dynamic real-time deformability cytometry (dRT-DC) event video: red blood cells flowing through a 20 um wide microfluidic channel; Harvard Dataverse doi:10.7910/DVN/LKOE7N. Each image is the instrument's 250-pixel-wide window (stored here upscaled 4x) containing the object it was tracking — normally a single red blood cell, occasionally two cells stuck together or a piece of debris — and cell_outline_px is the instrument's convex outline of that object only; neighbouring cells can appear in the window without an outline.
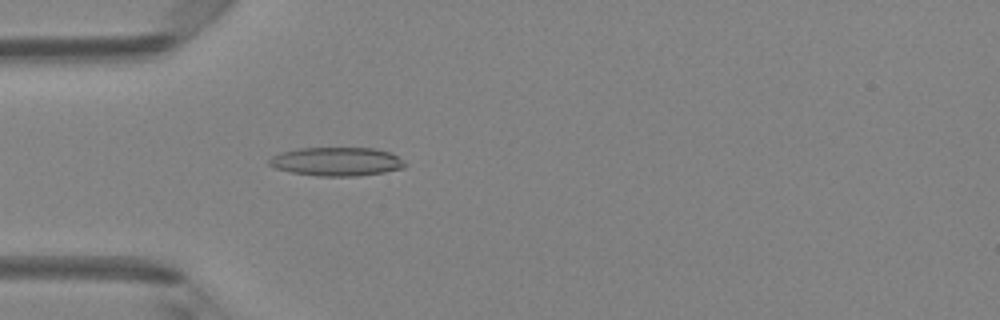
{"species": "Egyptian fruit bat (a non-hibernating species)", "species_latin": "Rousettus aegyptiacus", "temperature_condition": "room temperature", "stored_images_in_passage": 36, "camera_frame_rate_fps": 3000, "um_per_image_px": 0.085, "animal": {"sex": "female"}, "frame": {"image": 1, "passage_image": 14, "time_ms": 4.333, "image_size_px": [1000, 320], "cell_outline_px": [[404, 168], [384, 172], [356, 176], [320, 176], [292, 172], [276, 168], [268, 164], [268, 160], [272, 156], [280, 152], [300, 148], [376, 148], [388, 152], [396, 156], [404, 164]], "centroid_in_image_um": [28.57, 13.73], "position_along_channel_um": 56.4, "area_um2": 22.43}}
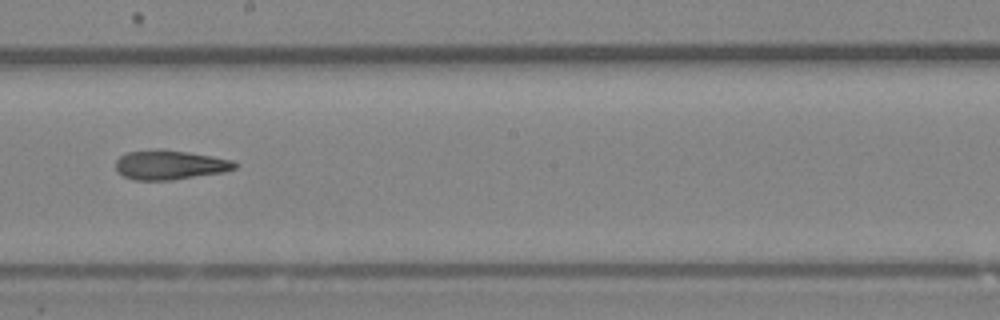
{"frame": {"image": 2, "passage_image": 27, "time_ms": 8.667, "image_size_px": [1000, 320], "cell_outline_px": [[236, 168], [224, 172], [172, 180], [132, 180], [124, 176], [116, 168], [116, 160], [120, 156], [128, 152], [156, 148], [188, 152], [212, 156], [232, 160], [236, 164]], "centroid_in_image_um": [14.42, 14.01], "position_along_channel_um": 233.8, "area_um2": 20.4}}
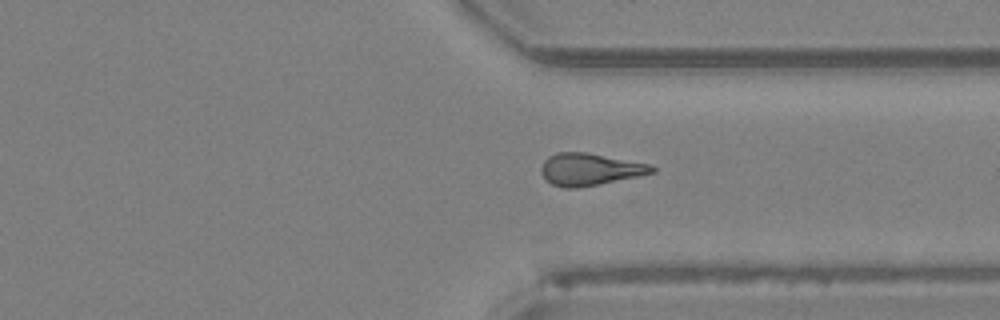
{"frame": {"image": 3, "passage_image": 36, "time_ms": 11.667, "image_size_px": [1000, 320], "cell_outline_px": [[656, 172], [640, 176], [576, 188], [564, 188], [552, 184], [544, 180], [540, 172], [540, 168], [544, 160], [548, 156], [556, 152], [584, 152], [648, 164], [656, 168]], "centroid_in_image_um": [50.07, 14.4], "position_along_channel_um": 361.3, "area_um2": 20.69}}